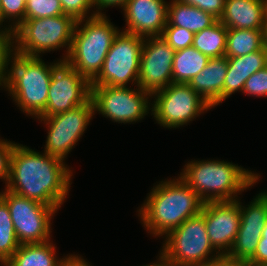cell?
<instances>
[{
    "label": "cell",
    "mask_w": 267,
    "mask_h": 266,
    "mask_svg": "<svg viewBox=\"0 0 267 266\" xmlns=\"http://www.w3.org/2000/svg\"><path fill=\"white\" fill-rule=\"evenodd\" d=\"M15 143L6 190L58 211L69 195L73 172L59 158Z\"/></svg>",
    "instance_id": "cell-1"
},
{
    "label": "cell",
    "mask_w": 267,
    "mask_h": 266,
    "mask_svg": "<svg viewBox=\"0 0 267 266\" xmlns=\"http://www.w3.org/2000/svg\"><path fill=\"white\" fill-rule=\"evenodd\" d=\"M204 201L180 177L159 181L138 211L145 230L154 237L166 236L186 219L201 213Z\"/></svg>",
    "instance_id": "cell-2"
},
{
    "label": "cell",
    "mask_w": 267,
    "mask_h": 266,
    "mask_svg": "<svg viewBox=\"0 0 267 266\" xmlns=\"http://www.w3.org/2000/svg\"><path fill=\"white\" fill-rule=\"evenodd\" d=\"M204 202L234 201L260 181L251 170L220 160H192L179 175Z\"/></svg>",
    "instance_id": "cell-3"
},
{
    "label": "cell",
    "mask_w": 267,
    "mask_h": 266,
    "mask_svg": "<svg viewBox=\"0 0 267 266\" xmlns=\"http://www.w3.org/2000/svg\"><path fill=\"white\" fill-rule=\"evenodd\" d=\"M60 62L61 58L45 64L41 57L24 56L12 51L4 89L26 116L37 119L46 109L52 73Z\"/></svg>",
    "instance_id": "cell-4"
},
{
    "label": "cell",
    "mask_w": 267,
    "mask_h": 266,
    "mask_svg": "<svg viewBox=\"0 0 267 266\" xmlns=\"http://www.w3.org/2000/svg\"><path fill=\"white\" fill-rule=\"evenodd\" d=\"M119 32L120 29L105 14L78 20L65 61L91 83L101 72L105 57Z\"/></svg>",
    "instance_id": "cell-5"
},
{
    "label": "cell",
    "mask_w": 267,
    "mask_h": 266,
    "mask_svg": "<svg viewBox=\"0 0 267 266\" xmlns=\"http://www.w3.org/2000/svg\"><path fill=\"white\" fill-rule=\"evenodd\" d=\"M164 239L158 258L167 266H210L224 260L210 243L201 213L186 219Z\"/></svg>",
    "instance_id": "cell-6"
},
{
    "label": "cell",
    "mask_w": 267,
    "mask_h": 266,
    "mask_svg": "<svg viewBox=\"0 0 267 266\" xmlns=\"http://www.w3.org/2000/svg\"><path fill=\"white\" fill-rule=\"evenodd\" d=\"M76 20L67 14L25 19L13 32V51L24 56L41 57V53L65 48V61L69 55Z\"/></svg>",
    "instance_id": "cell-7"
},
{
    "label": "cell",
    "mask_w": 267,
    "mask_h": 266,
    "mask_svg": "<svg viewBox=\"0 0 267 266\" xmlns=\"http://www.w3.org/2000/svg\"><path fill=\"white\" fill-rule=\"evenodd\" d=\"M152 101L151 115L164 128H178L189 124L212 107L188 84L170 83L156 91Z\"/></svg>",
    "instance_id": "cell-8"
},
{
    "label": "cell",
    "mask_w": 267,
    "mask_h": 266,
    "mask_svg": "<svg viewBox=\"0 0 267 266\" xmlns=\"http://www.w3.org/2000/svg\"><path fill=\"white\" fill-rule=\"evenodd\" d=\"M143 45V37L120 31L91 86L121 87L129 82L137 86Z\"/></svg>",
    "instance_id": "cell-9"
},
{
    "label": "cell",
    "mask_w": 267,
    "mask_h": 266,
    "mask_svg": "<svg viewBox=\"0 0 267 266\" xmlns=\"http://www.w3.org/2000/svg\"><path fill=\"white\" fill-rule=\"evenodd\" d=\"M135 88L91 86L90 99L94 112H99L116 123L139 122L152 110L150 108L152 103L149 99L152 95L138 85Z\"/></svg>",
    "instance_id": "cell-10"
},
{
    "label": "cell",
    "mask_w": 267,
    "mask_h": 266,
    "mask_svg": "<svg viewBox=\"0 0 267 266\" xmlns=\"http://www.w3.org/2000/svg\"><path fill=\"white\" fill-rule=\"evenodd\" d=\"M0 197L7 203L20 244L44 243L51 240L53 207L20 196L6 189Z\"/></svg>",
    "instance_id": "cell-11"
},
{
    "label": "cell",
    "mask_w": 267,
    "mask_h": 266,
    "mask_svg": "<svg viewBox=\"0 0 267 266\" xmlns=\"http://www.w3.org/2000/svg\"><path fill=\"white\" fill-rule=\"evenodd\" d=\"M95 114L93 103L89 99L72 110L51 116H39L37 119L44 121L48 129L44 152L65 162V158L81 139Z\"/></svg>",
    "instance_id": "cell-12"
},
{
    "label": "cell",
    "mask_w": 267,
    "mask_h": 266,
    "mask_svg": "<svg viewBox=\"0 0 267 266\" xmlns=\"http://www.w3.org/2000/svg\"><path fill=\"white\" fill-rule=\"evenodd\" d=\"M91 83L61 61L53 70L48 92L46 109L40 116H51L72 110L90 99Z\"/></svg>",
    "instance_id": "cell-13"
},
{
    "label": "cell",
    "mask_w": 267,
    "mask_h": 266,
    "mask_svg": "<svg viewBox=\"0 0 267 266\" xmlns=\"http://www.w3.org/2000/svg\"><path fill=\"white\" fill-rule=\"evenodd\" d=\"M175 50L161 37H145L138 86L151 95L172 83Z\"/></svg>",
    "instance_id": "cell-14"
},
{
    "label": "cell",
    "mask_w": 267,
    "mask_h": 266,
    "mask_svg": "<svg viewBox=\"0 0 267 266\" xmlns=\"http://www.w3.org/2000/svg\"><path fill=\"white\" fill-rule=\"evenodd\" d=\"M201 214L211 245L224 258L240 227L239 203L236 200L205 202Z\"/></svg>",
    "instance_id": "cell-15"
},
{
    "label": "cell",
    "mask_w": 267,
    "mask_h": 266,
    "mask_svg": "<svg viewBox=\"0 0 267 266\" xmlns=\"http://www.w3.org/2000/svg\"><path fill=\"white\" fill-rule=\"evenodd\" d=\"M168 3L165 0H127L124 7L126 33L137 36H161L167 25Z\"/></svg>",
    "instance_id": "cell-16"
},
{
    "label": "cell",
    "mask_w": 267,
    "mask_h": 266,
    "mask_svg": "<svg viewBox=\"0 0 267 266\" xmlns=\"http://www.w3.org/2000/svg\"><path fill=\"white\" fill-rule=\"evenodd\" d=\"M228 71L226 56L210 58L208 64L188 85L214 108L223 102V87Z\"/></svg>",
    "instance_id": "cell-17"
},
{
    "label": "cell",
    "mask_w": 267,
    "mask_h": 266,
    "mask_svg": "<svg viewBox=\"0 0 267 266\" xmlns=\"http://www.w3.org/2000/svg\"><path fill=\"white\" fill-rule=\"evenodd\" d=\"M265 16V0H225L219 21L228 29L263 30Z\"/></svg>",
    "instance_id": "cell-18"
},
{
    "label": "cell",
    "mask_w": 267,
    "mask_h": 266,
    "mask_svg": "<svg viewBox=\"0 0 267 266\" xmlns=\"http://www.w3.org/2000/svg\"><path fill=\"white\" fill-rule=\"evenodd\" d=\"M228 71L223 87V101L237 91H243L246 80L267 66V46L252 53L227 58Z\"/></svg>",
    "instance_id": "cell-19"
},
{
    "label": "cell",
    "mask_w": 267,
    "mask_h": 266,
    "mask_svg": "<svg viewBox=\"0 0 267 266\" xmlns=\"http://www.w3.org/2000/svg\"><path fill=\"white\" fill-rule=\"evenodd\" d=\"M52 242L20 244L4 266H61L66 257L59 259L56 256V247Z\"/></svg>",
    "instance_id": "cell-20"
},
{
    "label": "cell",
    "mask_w": 267,
    "mask_h": 266,
    "mask_svg": "<svg viewBox=\"0 0 267 266\" xmlns=\"http://www.w3.org/2000/svg\"><path fill=\"white\" fill-rule=\"evenodd\" d=\"M167 16L166 26H178L188 29L194 34L210 27L217 21L211 14L177 0H171L168 3Z\"/></svg>",
    "instance_id": "cell-21"
},
{
    "label": "cell",
    "mask_w": 267,
    "mask_h": 266,
    "mask_svg": "<svg viewBox=\"0 0 267 266\" xmlns=\"http://www.w3.org/2000/svg\"><path fill=\"white\" fill-rule=\"evenodd\" d=\"M210 58L193 46L175 51L172 83L188 84L208 64Z\"/></svg>",
    "instance_id": "cell-22"
},
{
    "label": "cell",
    "mask_w": 267,
    "mask_h": 266,
    "mask_svg": "<svg viewBox=\"0 0 267 266\" xmlns=\"http://www.w3.org/2000/svg\"><path fill=\"white\" fill-rule=\"evenodd\" d=\"M264 46L263 30L228 29L225 56L232 58L246 55Z\"/></svg>",
    "instance_id": "cell-23"
},
{
    "label": "cell",
    "mask_w": 267,
    "mask_h": 266,
    "mask_svg": "<svg viewBox=\"0 0 267 266\" xmlns=\"http://www.w3.org/2000/svg\"><path fill=\"white\" fill-rule=\"evenodd\" d=\"M227 31L228 28L217 20L210 27L194 34L192 46L209 58L225 56Z\"/></svg>",
    "instance_id": "cell-24"
},
{
    "label": "cell",
    "mask_w": 267,
    "mask_h": 266,
    "mask_svg": "<svg viewBox=\"0 0 267 266\" xmlns=\"http://www.w3.org/2000/svg\"><path fill=\"white\" fill-rule=\"evenodd\" d=\"M262 231L239 228L235 241L224 260L245 265L255 254Z\"/></svg>",
    "instance_id": "cell-25"
},
{
    "label": "cell",
    "mask_w": 267,
    "mask_h": 266,
    "mask_svg": "<svg viewBox=\"0 0 267 266\" xmlns=\"http://www.w3.org/2000/svg\"><path fill=\"white\" fill-rule=\"evenodd\" d=\"M236 201L239 203L240 210L239 228L263 231L267 221V191L257 194L250 204L246 205L248 207L242 205L239 198Z\"/></svg>",
    "instance_id": "cell-26"
},
{
    "label": "cell",
    "mask_w": 267,
    "mask_h": 266,
    "mask_svg": "<svg viewBox=\"0 0 267 266\" xmlns=\"http://www.w3.org/2000/svg\"><path fill=\"white\" fill-rule=\"evenodd\" d=\"M19 246L8 205L0 197V260L6 263Z\"/></svg>",
    "instance_id": "cell-27"
},
{
    "label": "cell",
    "mask_w": 267,
    "mask_h": 266,
    "mask_svg": "<svg viewBox=\"0 0 267 266\" xmlns=\"http://www.w3.org/2000/svg\"><path fill=\"white\" fill-rule=\"evenodd\" d=\"M25 10L26 0H1L2 29L13 32L25 20ZM3 22L4 24L5 22H11V24L6 23L8 24L6 27L5 25L3 26Z\"/></svg>",
    "instance_id": "cell-28"
},
{
    "label": "cell",
    "mask_w": 267,
    "mask_h": 266,
    "mask_svg": "<svg viewBox=\"0 0 267 266\" xmlns=\"http://www.w3.org/2000/svg\"><path fill=\"white\" fill-rule=\"evenodd\" d=\"M60 0H26L25 19L63 15Z\"/></svg>",
    "instance_id": "cell-29"
},
{
    "label": "cell",
    "mask_w": 267,
    "mask_h": 266,
    "mask_svg": "<svg viewBox=\"0 0 267 266\" xmlns=\"http://www.w3.org/2000/svg\"><path fill=\"white\" fill-rule=\"evenodd\" d=\"M161 37L175 51H178L193 45L194 33L178 26H165Z\"/></svg>",
    "instance_id": "cell-30"
},
{
    "label": "cell",
    "mask_w": 267,
    "mask_h": 266,
    "mask_svg": "<svg viewBox=\"0 0 267 266\" xmlns=\"http://www.w3.org/2000/svg\"><path fill=\"white\" fill-rule=\"evenodd\" d=\"M64 14L72 16L76 21L97 15L93 0H60ZM94 8L93 13L91 9ZM91 13V14H90Z\"/></svg>",
    "instance_id": "cell-31"
},
{
    "label": "cell",
    "mask_w": 267,
    "mask_h": 266,
    "mask_svg": "<svg viewBox=\"0 0 267 266\" xmlns=\"http://www.w3.org/2000/svg\"><path fill=\"white\" fill-rule=\"evenodd\" d=\"M13 51L12 31L0 29V87L4 88L8 60Z\"/></svg>",
    "instance_id": "cell-32"
},
{
    "label": "cell",
    "mask_w": 267,
    "mask_h": 266,
    "mask_svg": "<svg viewBox=\"0 0 267 266\" xmlns=\"http://www.w3.org/2000/svg\"><path fill=\"white\" fill-rule=\"evenodd\" d=\"M242 93L247 96L267 97V66L246 80Z\"/></svg>",
    "instance_id": "cell-33"
},
{
    "label": "cell",
    "mask_w": 267,
    "mask_h": 266,
    "mask_svg": "<svg viewBox=\"0 0 267 266\" xmlns=\"http://www.w3.org/2000/svg\"><path fill=\"white\" fill-rule=\"evenodd\" d=\"M15 142L0 138V179L5 181V187L10 179V159Z\"/></svg>",
    "instance_id": "cell-34"
},
{
    "label": "cell",
    "mask_w": 267,
    "mask_h": 266,
    "mask_svg": "<svg viewBox=\"0 0 267 266\" xmlns=\"http://www.w3.org/2000/svg\"><path fill=\"white\" fill-rule=\"evenodd\" d=\"M177 1L197 7L205 11L206 13L211 14L217 20H219L220 17L222 16L225 6V0H177Z\"/></svg>",
    "instance_id": "cell-35"
},
{
    "label": "cell",
    "mask_w": 267,
    "mask_h": 266,
    "mask_svg": "<svg viewBox=\"0 0 267 266\" xmlns=\"http://www.w3.org/2000/svg\"><path fill=\"white\" fill-rule=\"evenodd\" d=\"M267 265V237H261L254 256L244 266Z\"/></svg>",
    "instance_id": "cell-36"
},
{
    "label": "cell",
    "mask_w": 267,
    "mask_h": 266,
    "mask_svg": "<svg viewBox=\"0 0 267 266\" xmlns=\"http://www.w3.org/2000/svg\"><path fill=\"white\" fill-rule=\"evenodd\" d=\"M126 2L127 0H93L94 6H96L95 11L98 14H104L102 11L110 6H119L120 8H123Z\"/></svg>",
    "instance_id": "cell-37"
},
{
    "label": "cell",
    "mask_w": 267,
    "mask_h": 266,
    "mask_svg": "<svg viewBox=\"0 0 267 266\" xmlns=\"http://www.w3.org/2000/svg\"><path fill=\"white\" fill-rule=\"evenodd\" d=\"M61 266H92L79 254L67 255Z\"/></svg>",
    "instance_id": "cell-38"
},
{
    "label": "cell",
    "mask_w": 267,
    "mask_h": 266,
    "mask_svg": "<svg viewBox=\"0 0 267 266\" xmlns=\"http://www.w3.org/2000/svg\"><path fill=\"white\" fill-rule=\"evenodd\" d=\"M210 266H244L242 264H236V263H230V262H227L225 260L217 263V264H213V265H210Z\"/></svg>",
    "instance_id": "cell-39"
},
{
    "label": "cell",
    "mask_w": 267,
    "mask_h": 266,
    "mask_svg": "<svg viewBox=\"0 0 267 266\" xmlns=\"http://www.w3.org/2000/svg\"><path fill=\"white\" fill-rule=\"evenodd\" d=\"M263 34H264V44L267 46V15L265 16Z\"/></svg>",
    "instance_id": "cell-40"
},
{
    "label": "cell",
    "mask_w": 267,
    "mask_h": 266,
    "mask_svg": "<svg viewBox=\"0 0 267 266\" xmlns=\"http://www.w3.org/2000/svg\"><path fill=\"white\" fill-rule=\"evenodd\" d=\"M143 266H167L165 263H163L159 258H158V261L155 263H152V264H147V265H143Z\"/></svg>",
    "instance_id": "cell-41"
},
{
    "label": "cell",
    "mask_w": 267,
    "mask_h": 266,
    "mask_svg": "<svg viewBox=\"0 0 267 266\" xmlns=\"http://www.w3.org/2000/svg\"><path fill=\"white\" fill-rule=\"evenodd\" d=\"M261 237H267V221L264 225V229L262 231Z\"/></svg>",
    "instance_id": "cell-42"
},
{
    "label": "cell",
    "mask_w": 267,
    "mask_h": 266,
    "mask_svg": "<svg viewBox=\"0 0 267 266\" xmlns=\"http://www.w3.org/2000/svg\"><path fill=\"white\" fill-rule=\"evenodd\" d=\"M2 28L1 26V0H0V29Z\"/></svg>",
    "instance_id": "cell-43"
},
{
    "label": "cell",
    "mask_w": 267,
    "mask_h": 266,
    "mask_svg": "<svg viewBox=\"0 0 267 266\" xmlns=\"http://www.w3.org/2000/svg\"><path fill=\"white\" fill-rule=\"evenodd\" d=\"M265 4H266V15H267V0H265Z\"/></svg>",
    "instance_id": "cell-44"
},
{
    "label": "cell",
    "mask_w": 267,
    "mask_h": 266,
    "mask_svg": "<svg viewBox=\"0 0 267 266\" xmlns=\"http://www.w3.org/2000/svg\"><path fill=\"white\" fill-rule=\"evenodd\" d=\"M4 264H5V263H4V262H2V261L0 260V265H1V266H4Z\"/></svg>",
    "instance_id": "cell-45"
}]
</instances>
